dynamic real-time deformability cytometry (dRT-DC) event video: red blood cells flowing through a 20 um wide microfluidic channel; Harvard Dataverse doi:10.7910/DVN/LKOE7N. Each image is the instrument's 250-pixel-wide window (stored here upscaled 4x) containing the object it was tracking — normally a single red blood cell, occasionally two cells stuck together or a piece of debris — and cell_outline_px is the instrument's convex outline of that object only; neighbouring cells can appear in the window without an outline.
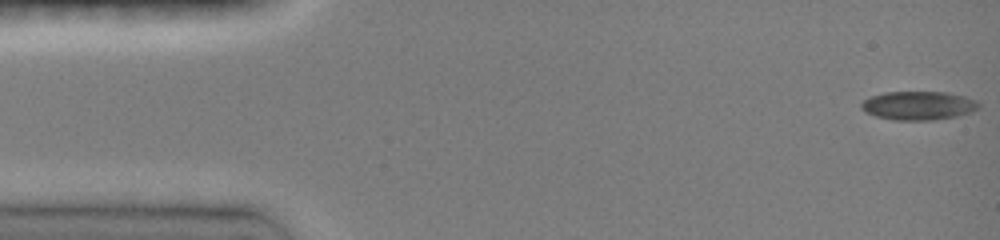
{"species": "common noctule bat (a hibernating species)", "species_latin": "Nyctalus noctula", "temperature_condition": "room temperature", "stored_images_in_passage": 39, "camera_frame_rate_fps": 3000, "um_per_image_px": 0.085, "animal": {"sex": "female", "body_mass_g": 19.0, "forearm_length_mm": 51.5}, "frame": {"image": 1, "passage_image": 1, "time_ms": 0.0, "image_size_px": [1000, 240], "cell_outline_px": [[980, 108], [972, 112], [956, 116], [932, 120], [892, 120], [876, 116], [864, 112], [860, 108], [860, 104], [864, 100], [872, 96], [884, 92], [948, 92], [964, 96], [976, 100], [980, 104]], "centroid_in_image_um": [78.07, 8.97], "position_along_channel_um": 6.9, "area_um2": 19.77}}
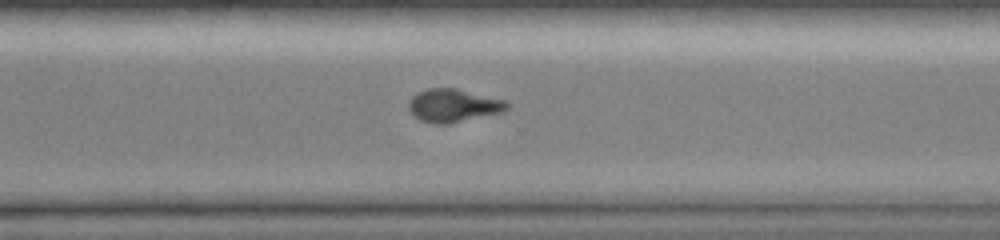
{"frame": {"image": 2, "passage_image": 29, "time_ms": 11.0, "image_size_px": [1000, 240], "cell_outline_px": [[508, 108], [504, 112], [448, 124], [432, 124], [420, 120], [412, 116], [408, 108], [408, 100], [412, 96], [428, 88], [456, 88], [504, 100], [508, 104]], "centroid_in_image_um": [38.49, 8.98], "position_along_channel_um": 332.1, "area_um2": 19.07}}
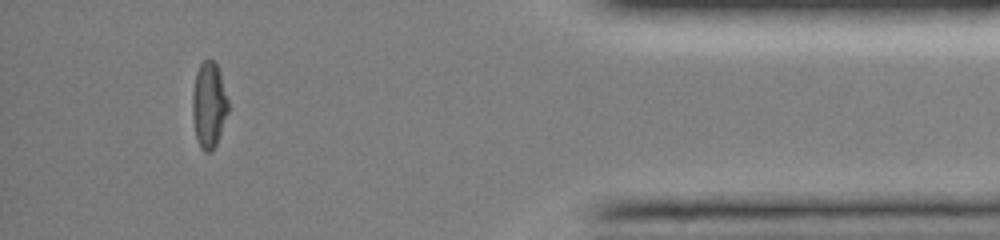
{"frame": {"image": 3, "passage_image": 36, "time_ms": 14.0, "image_size_px": [1000, 240], "cell_outline_px": [[228, 112], [216, 144], [208, 152], [204, 152], [200, 148], [196, 136], [192, 116], [192, 92], [196, 72], [200, 64], [208, 56], [216, 64], [220, 72], [228, 100]], "centroid_in_image_um": [17.74, 8.88], "position_along_channel_um": 417.5, "area_um2": 17.92}, "authors_computed_cell_mechanics": {"area_um2": 19.2474, "velocity_mm_per_s": 4.0417, "shape_relaxation_time_tau1_ms": null, "shape_relaxation_time_tau2_ms": 4.4761, "deformation_change_tau1": null, "deformation_change_tau2": 0.066}}